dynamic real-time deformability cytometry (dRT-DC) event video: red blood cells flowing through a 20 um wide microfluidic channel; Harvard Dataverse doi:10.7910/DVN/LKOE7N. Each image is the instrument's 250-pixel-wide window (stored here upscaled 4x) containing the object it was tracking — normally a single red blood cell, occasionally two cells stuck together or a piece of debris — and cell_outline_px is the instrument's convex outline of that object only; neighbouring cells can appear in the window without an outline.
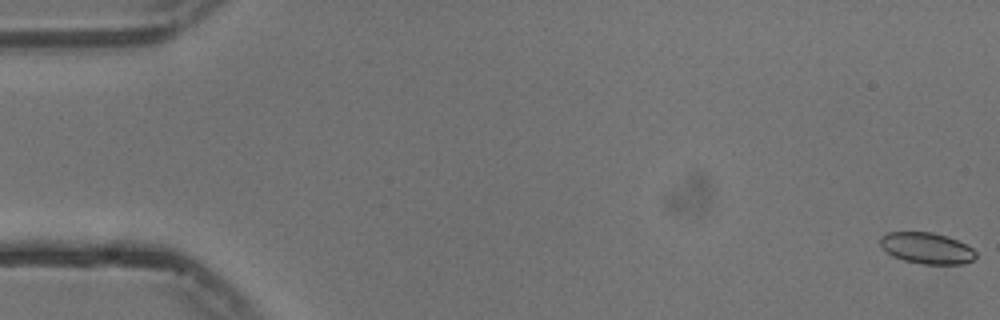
{"species": "common noctule bat (a hibernating species)", "species_latin": "Nyctalus noctula", "temperature_condition": "cold", "stored_images_in_passage": 6, "camera_frame_rate_fps": 3000, "um_per_image_px": 0.085, "animal": {"sex": "male", "body_mass_g": 13.3}, "frame": {"image": 1, "passage_image": 1, "time_ms": 0.0, "image_size_px": [1000, 320], "cell_outline_px": [[976, 256], [972, 260], [964, 264], [920, 264], [904, 260], [892, 256], [880, 244], [880, 236], [888, 232], [932, 232], [948, 236], [972, 248], [976, 252]], "centroid_in_image_um": [78.77, 21.09], "position_along_channel_um": 6.2, "area_um2": 17.34}}